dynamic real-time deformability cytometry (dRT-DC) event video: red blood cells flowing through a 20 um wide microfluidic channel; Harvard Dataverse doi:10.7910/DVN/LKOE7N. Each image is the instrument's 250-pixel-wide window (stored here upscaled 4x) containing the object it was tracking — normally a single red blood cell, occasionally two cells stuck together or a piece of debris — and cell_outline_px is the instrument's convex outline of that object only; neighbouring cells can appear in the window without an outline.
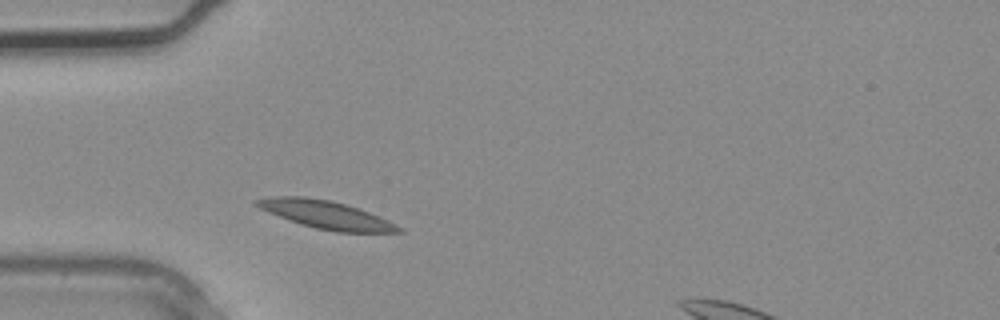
{"species": "common noctule bat (a hibernating species)", "species_latin": "Nyctalus noctula", "temperature_condition": "warm", "stored_images_in_passage": 2, "segment_of_instrument_passage": [1, 2], "camera_frame_rate_fps": 3000, "um_per_image_px": 0.085, "animal": {"sex": "male", "body_mass_g": 20.4}, "frame": {"image": 1, "passage_image": 1, "time_ms": 0.0, "image_size_px": [1000, 320], "cell_outline_px": [[404, 232], [336, 232], [316, 228], [300, 224], [268, 212], [252, 204], [252, 200], [272, 196], [304, 196], [328, 200], [344, 204], [368, 212], [396, 224]], "centroid_in_image_um": [27.63, 18.24], "position_along_channel_um": 57.4, "area_um2": 22.83}}